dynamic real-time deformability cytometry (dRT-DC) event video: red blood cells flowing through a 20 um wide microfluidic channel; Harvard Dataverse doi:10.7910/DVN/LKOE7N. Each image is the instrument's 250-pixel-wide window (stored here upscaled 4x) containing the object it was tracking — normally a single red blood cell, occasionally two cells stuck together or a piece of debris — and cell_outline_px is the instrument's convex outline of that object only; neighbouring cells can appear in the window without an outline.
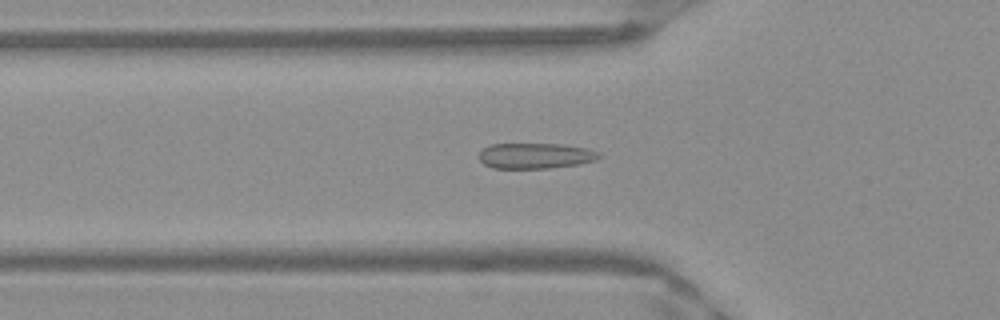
{"species": "Egyptian fruit bat (a non-hibernating species)", "species_latin": "Rousettus aegyptiacus", "temperature_condition": "warm", "stored_images_in_passage": 50, "camera_frame_rate_fps": 3000, "um_per_image_px": 0.085, "frame": {"image": 1, "passage_image": 17, "time_ms": 5.333, "image_size_px": [1000, 320], "cell_outline_px": [[600, 156], [596, 160], [580, 164], [548, 168], [492, 168], [484, 164], [480, 160], [480, 152], [484, 148], [492, 144], [564, 144], [588, 148], [600, 152]], "centroid_in_image_um": [45.55, 13.24], "position_along_channel_um": 80.3, "area_um2": 17.92}}
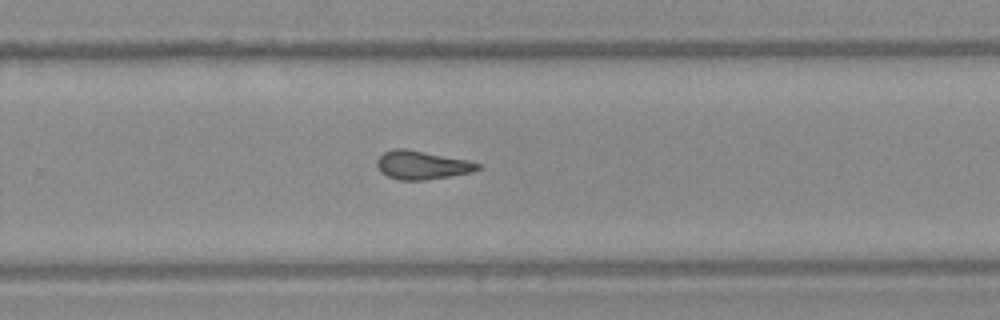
{"frame": {"image": 2, "passage_image": 33, "time_ms": 10.667, "image_size_px": [1000, 320], "cell_outline_px": [[480, 168], [472, 172], [424, 180], [400, 180], [388, 176], [380, 172], [376, 164], [376, 160], [384, 152], [392, 148], [404, 148], [468, 160], [480, 164]], "centroid_in_image_um": [35.83, 14.02], "position_along_channel_um": 294.0, "area_um2": 16.65}}
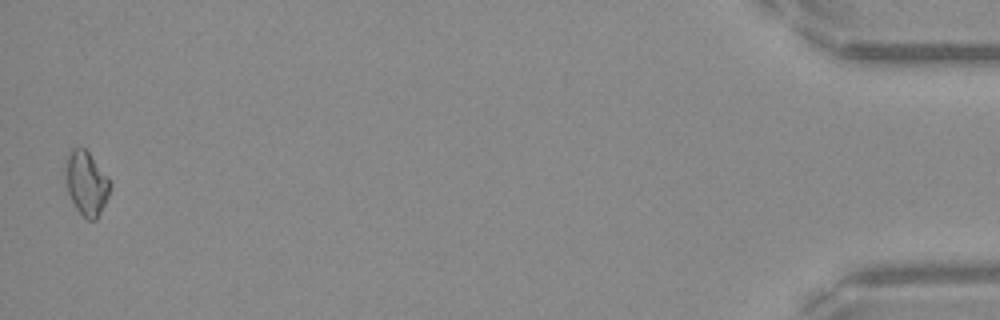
{"frame": {"image": 3, "passage_image": 50, "time_ms": 16.333, "image_size_px": [1000, 320], "cell_outline_px": [[112, 188], [96, 220], [88, 220], [76, 208], [68, 192], [68, 156], [72, 148], [84, 148], [88, 152], [108, 176], [112, 184]], "centroid_in_image_um": [7.41, 15.6], "position_along_channel_um": 427.8, "area_um2": 15.95}, "authors_computed_cell_mechanics": {"area_um2": 16.9643, "velocity_mm_per_s": 3.9902, "shape_relaxation_time_tau1_ms": null, "shape_relaxation_time_tau2_ms": 1.6008, "deformation_change_tau1": null, "deformation_change_tau2": 0.0831}}